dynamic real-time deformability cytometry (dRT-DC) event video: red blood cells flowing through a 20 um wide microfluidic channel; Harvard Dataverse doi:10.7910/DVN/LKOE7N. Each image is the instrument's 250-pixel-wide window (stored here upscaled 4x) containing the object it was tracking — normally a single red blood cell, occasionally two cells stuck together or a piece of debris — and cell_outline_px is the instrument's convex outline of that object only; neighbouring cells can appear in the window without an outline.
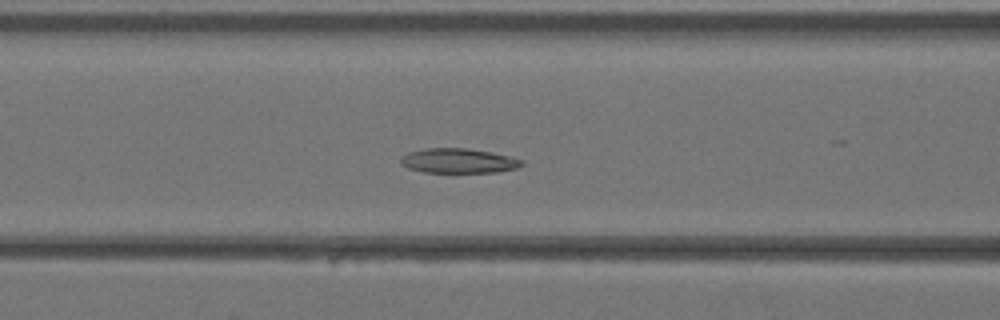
{"species": "Egyptian fruit bat (a non-hibernating species)", "species_latin": "Rousettus aegyptiacus", "temperature_condition": "warm", "stored_images_in_passage": 39, "camera_frame_rate_fps": 3000, "um_per_image_px": 0.085, "animal": {"sex": "female"}, "frame": {"image": 1, "passage_image": 16, "time_ms": 5.0, "image_size_px": [1000, 320], "cell_outline_px": [[524, 164], [516, 168], [496, 172], [424, 172], [408, 168], [400, 164], [400, 156], [408, 152], [424, 148], [468, 148], [492, 152], [524, 160]], "centroid_in_image_um": [38.94, 13.66], "position_along_channel_um": 127.7, "area_um2": 17.51}}
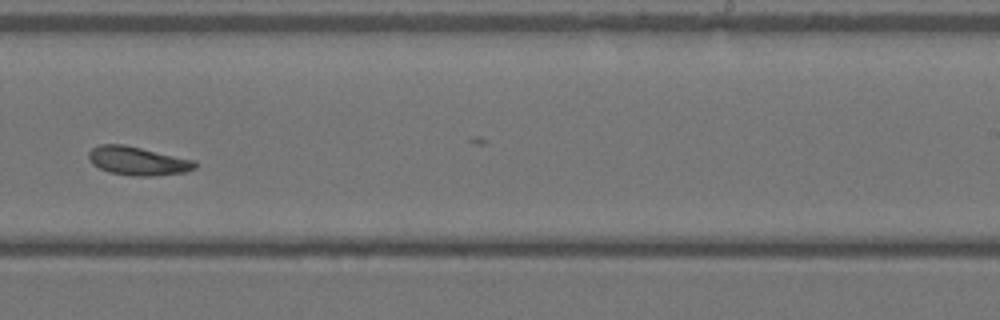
{"frame": {"image": 2, "passage_image": 25, "time_ms": 8.0, "image_size_px": [1000, 320], "cell_outline_px": [[196, 168], [184, 172], [152, 176], [132, 176], [108, 172], [92, 164], [88, 160], [88, 152], [92, 148], [100, 144], [124, 144], [196, 160]], "centroid_in_image_um": [11.69, 13.67], "position_along_channel_um": 277.3, "area_um2": 17.86}}
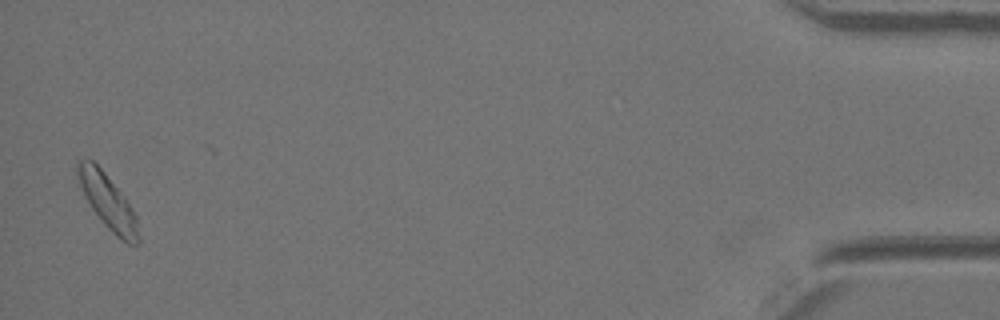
{"frame": {"image": 3, "passage_image": 39, "time_ms": 12.667, "image_size_px": [1000, 320], "cell_outline_px": [[140, 240], [136, 244], [128, 244], [120, 240], [104, 224], [92, 208], [76, 184], [76, 160], [92, 160], [104, 172], [124, 196], [132, 208], [136, 216], [140, 236]], "centroid_in_image_um": [9.13, 17.13], "position_along_channel_um": 426.1, "area_um2": 19.48}}